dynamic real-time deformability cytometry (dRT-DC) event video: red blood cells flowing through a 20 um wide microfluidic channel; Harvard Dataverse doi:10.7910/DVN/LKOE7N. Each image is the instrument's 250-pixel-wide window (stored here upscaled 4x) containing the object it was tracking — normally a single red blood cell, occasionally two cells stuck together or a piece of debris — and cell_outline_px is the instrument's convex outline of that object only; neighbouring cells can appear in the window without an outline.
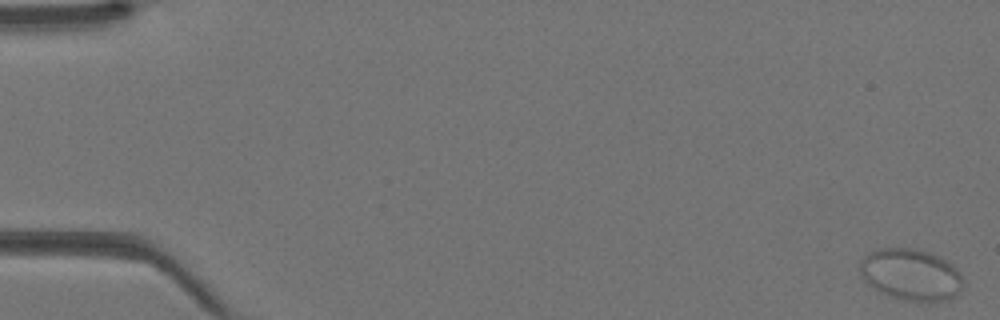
{"species": "Egyptian fruit bat (a non-hibernating species)", "species_latin": "Rousettus aegyptiacus", "temperature_condition": "warm", "stored_images_in_passage": 45, "camera_frame_rate_fps": 3000, "um_per_image_px": 0.085, "animal": {"sex": "female"}, "frame": {"image": 1, "passage_image": 1, "time_ms": 0.0, "image_size_px": [1000, 320], "cell_outline_px": [[964, 284], [960, 292], [956, 296], [948, 300], [904, 300], [880, 292], [872, 288], [864, 280], [860, 272], [860, 260], [864, 256], [880, 248], [912, 248], [928, 252], [952, 264], [960, 272]], "centroid_in_image_um": [77.43, 23.34], "position_along_channel_um": 7.6, "area_um2": 30.81}}
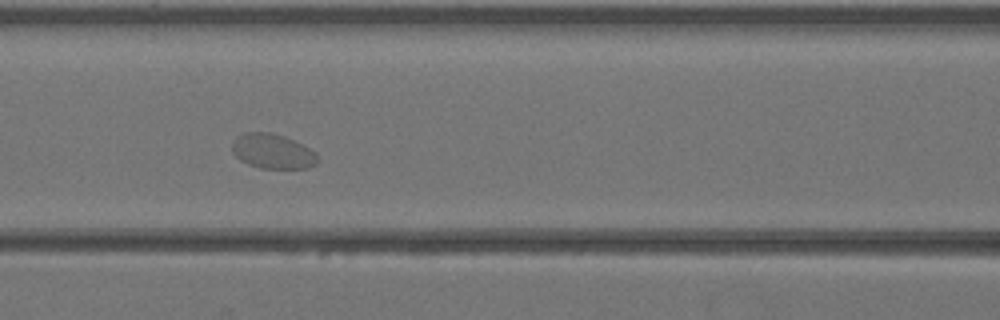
{"frame": {"image": 2, "passage_image": 20, "time_ms": 6.333, "image_size_px": [1000, 320], "cell_outline_px": [[320, 160], [316, 164], [308, 168], [260, 168], [248, 164], [240, 160], [232, 152], [232, 140], [236, 136], [244, 132], [272, 132], [284, 136], [316, 152]], "centroid_in_image_um": [23.15, 12.86], "position_along_channel_um": 143.4, "area_um2": 17.46}}
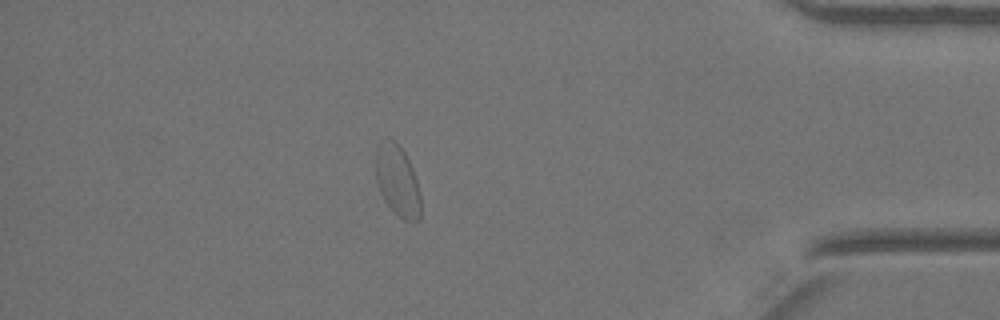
{"frame": {"image": 3, "passage_image": 39, "time_ms": 12.667, "image_size_px": [1000, 320], "cell_outline_px": [[420, 220], [404, 220], [384, 200], [380, 192], [376, 180], [376, 148], [380, 140], [396, 140], [404, 152], [412, 168], [416, 180], [420, 196]], "centroid_in_image_um": [33.77, 15.32], "position_along_channel_um": 401.4, "area_um2": 18.32}}